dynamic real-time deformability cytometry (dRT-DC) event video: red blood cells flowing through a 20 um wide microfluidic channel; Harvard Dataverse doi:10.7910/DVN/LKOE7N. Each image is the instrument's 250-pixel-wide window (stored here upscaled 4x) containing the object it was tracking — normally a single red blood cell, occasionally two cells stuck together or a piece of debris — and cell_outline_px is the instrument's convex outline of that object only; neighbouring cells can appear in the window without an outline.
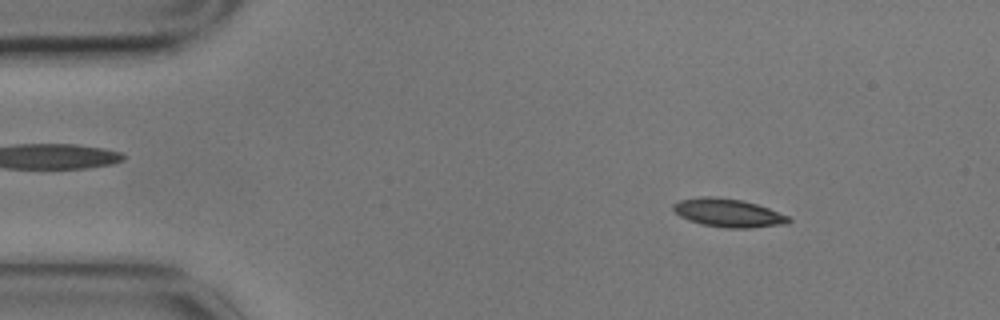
{"species": "common noctule bat (a hibernating species)", "species_latin": "Nyctalus noctula", "temperature_condition": "cold", "stored_images_in_passage": 3, "camera_frame_rate_fps": 3000, "um_per_image_px": 0.085, "animal": {"sex": "male", "body_mass_g": 17.9}, "frame": {"image": 1, "passage_image": 1, "time_ms": 0.0, "image_size_px": [1000, 320], "cell_outline_px": [[792, 220], [788, 224], [752, 228], [724, 228], [700, 224], [688, 220], [680, 216], [672, 208], [672, 204], [680, 200], [700, 196], [712, 196], [740, 200], [756, 204], [768, 208], [788, 216]], "centroid_in_image_um": [61.89, 18.1], "position_along_channel_um": 23.1, "area_um2": 19.13}}